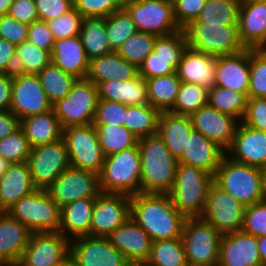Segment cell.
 <instances>
[{
	"instance_id": "obj_1",
	"label": "cell",
	"mask_w": 266,
	"mask_h": 266,
	"mask_svg": "<svg viewBox=\"0 0 266 266\" xmlns=\"http://www.w3.org/2000/svg\"><path fill=\"white\" fill-rule=\"evenodd\" d=\"M131 217L153 242L182 238L186 217L173 205L169 194L137 193L131 196Z\"/></svg>"
},
{
	"instance_id": "obj_2",
	"label": "cell",
	"mask_w": 266,
	"mask_h": 266,
	"mask_svg": "<svg viewBox=\"0 0 266 266\" xmlns=\"http://www.w3.org/2000/svg\"><path fill=\"white\" fill-rule=\"evenodd\" d=\"M141 157V193L168 194L178 161L157 135L138 139Z\"/></svg>"
},
{
	"instance_id": "obj_3",
	"label": "cell",
	"mask_w": 266,
	"mask_h": 266,
	"mask_svg": "<svg viewBox=\"0 0 266 266\" xmlns=\"http://www.w3.org/2000/svg\"><path fill=\"white\" fill-rule=\"evenodd\" d=\"M214 176L204 170L178 163L173 187L168 193L175 208L186 218L201 217Z\"/></svg>"
},
{
	"instance_id": "obj_4",
	"label": "cell",
	"mask_w": 266,
	"mask_h": 266,
	"mask_svg": "<svg viewBox=\"0 0 266 266\" xmlns=\"http://www.w3.org/2000/svg\"><path fill=\"white\" fill-rule=\"evenodd\" d=\"M101 192L134 196L141 193V157L138 143L105 157L99 174Z\"/></svg>"
},
{
	"instance_id": "obj_5",
	"label": "cell",
	"mask_w": 266,
	"mask_h": 266,
	"mask_svg": "<svg viewBox=\"0 0 266 266\" xmlns=\"http://www.w3.org/2000/svg\"><path fill=\"white\" fill-rule=\"evenodd\" d=\"M261 168L236 162L226 154L214 174V183L245 206L262 201Z\"/></svg>"
},
{
	"instance_id": "obj_6",
	"label": "cell",
	"mask_w": 266,
	"mask_h": 266,
	"mask_svg": "<svg viewBox=\"0 0 266 266\" xmlns=\"http://www.w3.org/2000/svg\"><path fill=\"white\" fill-rule=\"evenodd\" d=\"M11 217L33 232H59L61 207L45 190L36 189L13 204Z\"/></svg>"
},
{
	"instance_id": "obj_7",
	"label": "cell",
	"mask_w": 266,
	"mask_h": 266,
	"mask_svg": "<svg viewBox=\"0 0 266 266\" xmlns=\"http://www.w3.org/2000/svg\"><path fill=\"white\" fill-rule=\"evenodd\" d=\"M99 96L96 85L88 79H77L67 96L52 105L61 128L93 124Z\"/></svg>"
},
{
	"instance_id": "obj_8",
	"label": "cell",
	"mask_w": 266,
	"mask_h": 266,
	"mask_svg": "<svg viewBox=\"0 0 266 266\" xmlns=\"http://www.w3.org/2000/svg\"><path fill=\"white\" fill-rule=\"evenodd\" d=\"M188 48L212 56L232 55L243 51L238 26L190 23L184 28Z\"/></svg>"
},
{
	"instance_id": "obj_9",
	"label": "cell",
	"mask_w": 266,
	"mask_h": 266,
	"mask_svg": "<svg viewBox=\"0 0 266 266\" xmlns=\"http://www.w3.org/2000/svg\"><path fill=\"white\" fill-rule=\"evenodd\" d=\"M221 236L201 217L187 218L182 232L187 264L217 266Z\"/></svg>"
},
{
	"instance_id": "obj_10",
	"label": "cell",
	"mask_w": 266,
	"mask_h": 266,
	"mask_svg": "<svg viewBox=\"0 0 266 266\" xmlns=\"http://www.w3.org/2000/svg\"><path fill=\"white\" fill-rule=\"evenodd\" d=\"M72 167L100 174L105 155L99 144L98 133L93 124L63 129L62 135Z\"/></svg>"
},
{
	"instance_id": "obj_11",
	"label": "cell",
	"mask_w": 266,
	"mask_h": 266,
	"mask_svg": "<svg viewBox=\"0 0 266 266\" xmlns=\"http://www.w3.org/2000/svg\"><path fill=\"white\" fill-rule=\"evenodd\" d=\"M27 163L34 187L46 190L62 172L71 166L63 137L55 142L32 148Z\"/></svg>"
},
{
	"instance_id": "obj_12",
	"label": "cell",
	"mask_w": 266,
	"mask_h": 266,
	"mask_svg": "<svg viewBox=\"0 0 266 266\" xmlns=\"http://www.w3.org/2000/svg\"><path fill=\"white\" fill-rule=\"evenodd\" d=\"M137 31L166 36L179 30L173 6L165 0H132L123 4Z\"/></svg>"
},
{
	"instance_id": "obj_13",
	"label": "cell",
	"mask_w": 266,
	"mask_h": 266,
	"mask_svg": "<svg viewBox=\"0 0 266 266\" xmlns=\"http://www.w3.org/2000/svg\"><path fill=\"white\" fill-rule=\"evenodd\" d=\"M187 47L184 29L170 35L156 37L153 51L139 67V75L150 79L176 73Z\"/></svg>"
},
{
	"instance_id": "obj_14",
	"label": "cell",
	"mask_w": 266,
	"mask_h": 266,
	"mask_svg": "<svg viewBox=\"0 0 266 266\" xmlns=\"http://www.w3.org/2000/svg\"><path fill=\"white\" fill-rule=\"evenodd\" d=\"M70 241L60 232H33L16 266H62L70 260Z\"/></svg>"
},
{
	"instance_id": "obj_15",
	"label": "cell",
	"mask_w": 266,
	"mask_h": 266,
	"mask_svg": "<svg viewBox=\"0 0 266 266\" xmlns=\"http://www.w3.org/2000/svg\"><path fill=\"white\" fill-rule=\"evenodd\" d=\"M245 205L213 183L201 218L210 223L221 235L242 229Z\"/></svg>"
},
{
	"instance_id": "obj_16",
	"label": "cell",
	"mask_w": 266,
	"mask_h": 266,
	"mask_svg": "<svg viewBox=\"0 0 266 266\" xmlns=\"http://www.w3.org/2000/svg\"><path fill=\"white\" fill-rule=\"evenodd\" d=\"M70 260L74 266H132L107 237L91 235L71 239Z\"/></svg>"
},
{
	"instance_id": "obj_17",
	"label": "cell",
	"mask_w": 266,
	"mask_h": 266,
	"mask_svg": "<svg viewBox=\"0 0 266 266\" xmlns=\"http://www.w3.org/2000/svg\"><path fill=\"white\" fill-rule=\"evenodd\" d=\"M45 191L60 207L79 199L96 198L101 193L99 175L70 166Z\"/></svg>"
},
{
	"instance_id": "obj_18",
	"label": "cell",
	"mask_w": 266,
	"mask_h": 266,
	"mask_svg": "<svg viewBox=\"0 0 266 266\" xmlns=\"http://www.w3.org/2000/svg\"><path fill=\"white\" fill-rule=\"evenodd\" d=\"M52 110L37 74H13L12 98L10 111L19 120Z\"/></svg>"
},
{
	"instance_id": "obj_19",
	"label": "cell",
	"mask_w": 266,
	"mask_h": 266,
	"mask_svg": "<svg viewBox=\"0 0 266 266\" xmlns=\"http://www.w3.org/2000/svg\"><path fill=\"white\" fill-rule=\"evenodd\" d=\"M130 216V196L101 192L94 200L90 235L108 237Z\"/></svg>"
},
{
	"instance_id": "obj_20",
	"label": "cell",
	"mask_w": 266,
	"mask_h": 266,
	"mask_svg": "<svg viewBox=\"0 0 266 266\" xmlns=\"http://www.w3.org/2000/svg\"><path fill=\"white\" fill-rule=\"evenodd\" d=\"M192 127L206 138L216 142L225 151L231 146L238 118L210 107L208 104L190 115Z\"/></svg>"
},
{
	"instance_id": "obj_21",
	"label": "cell",
	"mask_w": 266,
	"mask_h": 266,
	"mask_svg": "<svg viewBox=\"0 0 266 266\" xmlns=\"http://www.w3.org/2000/svg\"><path fill=\"white\" fill-rule=\"evenodd\" d=\"M107 238L125 255L132 266L145 263L153 243L152 238L131 216Z\"/></svg>"
},
{
	"instance_id": "obj_22",
	"label": "cell",
	"mask_w": 266,
	"mask_h": 266,
	"mask_svg": "<svg viewBox=\"0 0 266 266\" xmlns=\"http://www.w3.org/2000/svg\"><path fill=\"white\" fill-rule=\"evenodd\" d=\"M226 155L232 160L259 168L266 167V131L239 123Z\"/></svg>"
},
{
	"instance_id": "obj_23",
	"label": "cell",
	"mask_w": 266,
	"mask_h": 266,
	"mask_svg": "<svg viewBox=\"0 0 266 266\" xmlns=\"http://www.w3.org/2000/svg\"><path fill=\"white\" fill-rule=\"evenodd\" d=\"M217 266H262L257 237L242 231L222 235Z\"/></svg>"
},
{
	"instance_id": "obj_24",
	"label": "cell",
	"mask_w": 266,
	"mask_h": 266,
	"mask_svg": "<svg viewBox=\"0 0 266 266\" xmlns=\"http://www.w3.org/2000/svg\"><path fill=\"white\" fill-rule=\"evenodd\" d=\"M238 31L245 48L259 49L266 42V0H241Z\"/></svg>"
},
{
	"instance_id": "obj_25",
	"label": "cell",
	"mask_w": 266,
	"mask_h": 266,
	"mask_svg": "<svg viewBox=\"0 0 266 266\" xmlns=\"http://www.w3.org/2000/svg\"><path fill=\"white\" fill-rule=\"evenodd\" d=\"M250 76V48L217 57L215 80L217 86L243 93L248 98Z\"/></svg>"
},
{
	"instance_id": "obj_26",
	"label": "cell",
	"mask_w": 266,
	"mask_h": 266,
	"mask_svg": "<svg viewBox=\"0 0 266 266\" xmlns=\"http://www.w3.org/2000/svg\"><path fill=\"white\" fill-rule=\"evenodd\" d=\"M226 151L199 131L192 130L178 163L194 166L214 176Z\"/></svg>"
},
{
	"instance_id": "obj_27",
	"label": "cell",
	"mask_w": 266,
	"mask_h": 266,
	"mask_svg": "<svg viewBox=\"0 0 266 266\" xmlns=\"http://www.w3.org/2000/svg\"><path fill=\"white\" fill-rule=\"evenodd\" d=\"M217 57L186 48L176 70L181 82L195 83L209 91L215 87Z\"/></svg>"
},
{
	"instance_id": "obj_28",
	"label": "cell",
	"mask_w": 266,
	"mask_h": 266,
	"mask_svg": "<svg viewBox=\"0 0 266 266\" xmlns=\"http://www.w3.org/2000/svg\"><path fill=\"white\" fill-rule=\"evenodd\" d=\"M35 190L28 163L10 164L0 178V212H6L18 200Z\"/></svg>"
},
{
	"instance_id": "obj_29",
	"label": "cell",
	"mask_w": 266,
	"mask_h": 266,
	"mask_svg": "<svg viewBox=\"0 0 266 266\" xmlns=\"http://www.w3.org/2000/svg\"><path fill=\"white\" fill-rule=\"evenodd\" d=\"M51 63L78 79H85L89 68L80 36L56 40L51 53Z\"/></svg>"
},
{
	"instance_id": "obj_30",
	"label": "cell",
	"mask_w": 266,
	"mask_h": 266,
	"mask_svg": "<svg viewBox=\"0 0 266 266\" xmlns=\"http://www.w3.org/2000/svg\"><path fill=\"white\" fill-rule=\"evenodd\" d=\"M99 99L120 102L129 105L149 104L147 82L140 75L128 81L117 79L97 82Z\"/></svg>"
},
{
	"instance_id": "obj_31",
	"label": "cell",
	"mask_w": 266,
	"mask_h": 266,
	"mask_svg": "<svg viewBox=\"0 0 266 266\" xmlns=\"http://www.w3.org/2000/svg\"><path fill=\"white\" fill-rule=\"evenodd\" d=\"M31 233L7 212H0V253L12 266L21 260Z\"/></svg>"
},
{
	"instance_id": "obj_32",
	"label": "cell",
	"mask_w": 266,
	"mask_h": 266,
	"mask_svg": "<svg viewBox=\"0 0 266 266\" xmlns=\"http://www.w3.org/2000/svg\"><path fill=\"white\" fill-rule=\"evenodd\" d=\"M139 75V69L121 57L117 51L89 60L86 79L95 84L102 81H128Z\"/></svg>"
},
{
	"instance_id": "obj_33",
	"label": "cell",
	"mask_w": 266,
	"mask_h": 266,
	"mask_svg": "<svg viewBox=\"0 0 266 266\" xmlns=\"http://www.w3.org/2000/svg\"><path fill=\"white\" fill-rule=\"evenodd\" d=\"M193 130L190 116L163 111L160 115L157 135L178 161L186 148L187 138Z\"/></svg>"
},
{
	"instance_id": "obj_34",
	"label": "cell",
	"mask_w": 266,
	"mask_h": 266,
	"mask_svg": "<svg viewBox=\"0 0 266 266\" xmlns=\"http://www.w3.org/2000/svg\"><path fill=\"white\" fill-rule=\"evenodd\" d=\"M95 198L79 199L61 207L59 232L68 239L90 235Z\"/></svg>"
},
{
	"instance_id": "obj_35",
	"label": "cell",
	"mask_w": 266,
	"mask_h": 266,
	"mask_svg": "<svg viewBox=\"0 0 266 266\" xmlns=\"http://www.w3.org/2000/svg\"><path fill=\"white\" fill-rule=\"evenodd\" d=\"M31 148L55 142L62 138L63 130L53 109L45 113L32 115L20 120Z\"/></svg>"
},
{
	"instance_id": "obj_36",
	"label": "cell",
	"mask_w": 266,
	"mask_h": 266,
	"mask_svg": "<svg viewBox=\"0 0 266 266\" xmlns=\"http://www.w3.org/2000/svg\"><path fill=\"white\" fill-rule=\"evenodd\" d=\"M161 111L150 104L126 105L124 125L137 139L155 135Z\"/></svg>"
},
{
	"instance_id": "obj_37",
	"label": "cell",
	"mask_w": 266,
	"mask_h": 266,
	"mask_svg": "<svg viewBox=\"0 0 266 266\" xmlns=\"http://www.w3.org/2000/svg\"><path fill=\"white\" fill-rule=\"evenodd\" d=\"M79 36L89 60L113 51L107 40L104 17H84Z\"/></svg>"
},
{
	"instance_id": "obj_38",
	"label": "cell",
	"mask_w": 266,
	"mask_h": 266,
	"mask_svg": "<svg viewBox=\"0 0 266 266\" xmlns=\"http://www.w3.org/2000/svg\"><path fill=\"white\" fill-rule=\"evenodd\" d=\"M149 104L161 112L169 111L177 98L181 80L177 73L146 79Z\"/></svg>"
},
{
	"instance_id": "obj_39",
	"label": "cell",
	"mask_w": 266,
	"mask_h": 266,
	"mask_svg": "<svg viewBox=\"0 0 266 266\" xmlns=\"http://www.w3.org/2000/svg\"><path fill=\"white\" fill-rule=\"evenodd\" d=\"M241 0H206L197 19L191 23L238 26Z\"/></svg>"
},
{
	"instance_id": "obj_40",
	"label": "cell",
	"mask_w": 266,
	"mask_h": 266,
	"mask_svg": "<svg viewBox=\"0 0 266 266\" xmlns=\"http://www.w3.org/2000/svg\"><path fill=\"white\" fill-rule=\"evenodd\" d=\"M144 266H188L182 238L157 240L152 243Z\"/></svg>"
},
{
	"instance_id": "obj_41",
	"label": "cell",
	"mask_w": 266,
	"mask_h": 266,
	"mask_svg": "<svg viewBox=\"0 0 266 266\" xmlns=\"http://www.w3.org/2000/svg\"><path fill=\"white\" fill-rule=\"evenodd\" d=\"M37 76L52 105L67 96L78 79L53 63L45 66Z\"/></svg>"
},
{
	"instance_id": "obj_42",
	"label": "cell",
	"mask_w": 266,
	"mask_h": 266,
	"mask_svg": "<svg viewBox=\"0 0 266 266\" xmlns=\"http://www.w3.org/2000/svg\"><path fill=\"white\" fill-rule=\"evenodd\" d=\"M94 126L96 127L99 144L105 157L134 147L138 143V139L125 126Z\"/></svg>"
},
{
	"instance_id": "obj_43",
	"label": "cell",
	"mask_w": 266,
	"mask_h": 266,
	"mask_svg": "<svg viewBox=\"0 0 266 266\" xmlns=\"http://www.w3.org/2000/svg\"><path fill=\"white\" fill-rule=\"evenodd\" d=\"M50 63L51 53L38 48L28 40L16 45L15 72L24 74H38Z\"/></svg>"
},
{
	"instance_id": "obj_44",
	"label": "cell",
	"mask_w": 266,
	"mask_h": 266,
	"mask_svg": "<svg viewBox=\"0 0 266 266\" xmlns=\"http://www.w3.org/2000/svg\"><path fill=\"white\" fill-rule=\"evenodd\" d=\"M247 97L238 91H233L215 85L208 91V105L220 112L227 113L240 121L246 110Z\"/></svg>"
},
{
	"instance_id": "obj_45",
	"label": "cell",
	"mask_w": 266,
	"mask_h": 266,
	"mask_svg": "<svg viewBox=\"0 0 266 266\" xmlns=\"http://www.w3.org/2000/svg\"><path fill=\"white\" fill-rule=\"evenodd\" d=\"M105 29L110 48L117 51L122 44L137 32L128 11L122 7L105 18Z\"/></svg>"
},
{
	"instance_id": "obj_46",
	"label": "cell",
	"mask_w": 266,
	"mask_h": 266,
	"mask_svg": "<svg viewBox=\"0 0 266 266\" xmlns=\"http://www.w3.org/2000/svg\"><path fill=\"white\" fill-rule=\"evenodd\" d=\"M207 104V90L195 83L181 82L176 101L169 112L190 116Z\"/></svg>"
},
{
	"instance_id": "obj_47",
	"label": "cell",
	"mask_w": 266,
	"mask_h": 266,
	"mask_svg": "<svg viewBox=\"0 0 266 266\" xmlns=\"http://www.w3.org/2000/svg\"><path fill=\"white\" fill-rule=\"evenodd\" d=\"M155 35L137 31L117 50L118 54L138 69L153 51Z\"/></svg>"
},
{
	"instance_id": "obj_48",
	"label": "cell",
	"mask_w": 266,
	"mask_h": 266,
	"mask_svg": "<svg viewBox=\"0 0 266 266\" xmlns=\"http://www.w3.org/2000/svg\"><path fill=\"white\" fill-rule=\"evenodd\" d=\"M31 149L29 141L21 127L0 140V156L10 164L27 162L31 154Z\"/></svg>"
},
{
	"instance_id": "obj_49",
	"label": "cell",
	"mask_w": 266,
	"mask_h": 266,
	"mask_svg": "<svg viewBox=\"0 0 266 266\" xmlns=\"http://www.w3.org/2000/svg\"><path fill=\"white\" fill-rule=\"evenodd\" d=\"M248 97L266 98V52L250 49Z\"/></svg>"
},
{
	"instance_id": "obj_50",
	"label": "cell",
	"mask_w": 266,
	"mask_h": 266,
	"mask_svg": "<svg viewBox=\"0 0 266 266\" xmlns=\"http://www.w3.org/2000/svg\"><path fill=\"white\" fill-rule=\"evenodd\" d=\"M83 16L74 7L67 13L47 21L50 31L56 40L80 35Z\"/></svg>"
},
{
	"instance_id": "obj_51",
	"label": "cell",
	"mask_w": 266,
	"mask_h": 266,
	"mask_svg": "<svg viewBox=\"0 0 266 266\" xmlns=\"http://www.w3.org/2000/svg\"><path fill=\"white\" fill-rule=\"evenodd\" d=\"M241 231L257 238L266 236V200L245 207Z\"/></svg>"
},
{
	"instance_id": "obj_52",
	"label": "cell",
	"mask_w": 266,
	"mask_h": 266,
	"mask_svg": "<svg viewBox=\"0 0 266 266\" xmlns=\"http://www.w3.org/2000/svg\"><path fill=\"white\" fill-rule=\"evenodd\" d=\"M126 105L99 99L93 125H124Z\"/></svg>"
},
{
	"instance_id": "obj_53",
	"label": "cell",
	"mask_w": 266,
	"mask_h": 266,
	"mask_svg": "<svg viewBox=\"0 0 266 266\" xmlns=\"http://www.w3.org/2000/svg\"><path fill=\"white\" fill-rule=\"evenodd\" d=\"M73 7L83 17H104L123 7L120 0H73Z\"/></svg>"
},
{
	"instance_id": "obj_54",
	"label": "cell",
	"mask_w": 266,
	"mask_h": 266,
	"mask_svg": "<svg viewBox=\"0 0 266 266\" xmlns=\"http://www.w3.org/2000/svg\"><path fill=\"white\" fill-rule=\"evenodd\" d=\"M241 123L257 130L266 131V98L248 97Z\"/></svg>"
},
{
	"instance_id": "obj_55",
	"label": "cell",
	"mask_w": 266,
	"mask_h": 266,
	"mask_svg": "<svg viewBox=\"0 0 266 266\" xmlns=\"http://www.w3.org/2000/svg\"><path fill=\"white\" fill-rule=\"evenodd\" d=\"M29 25L16 20L10 15L0 16V38L14 45L27 41Z\"/></svg>"
},
{
	"instance_id": "obj_56",
	"label": "cell",
	"mask_w": 266,
	"mask_h": 266,
	"mask_svg": "<svg viewBox=\"0 0 266 266\" xmlns=\"http://www.w3.org/2000/svg\"><path fill=\"white\" fill-rule=\"evenodd\" d=\"M206 0H179L174 6V18L180 29L195 21L205 6Z\"/></svg>"
},
{
	"instance_id": "obj_57",
	"label": "cell",
	"mask_w": 266,
	"mask_h": 266,
	"mask_svg": "<svg viewBox=\"0 0 266 266\" xmlns=\"http://www.w3.org/2000/svg\"><path fill=\"white\" fill-rule=\"evenodd\" d=\"M27 40L38 48L52 53L55 39L47 22L37 20L30 24Z\"/></svg>"
},
{
	"instance_id": "obj_58",
	"label": "cell",
	"mask_w": 266,
	"mask_h": 266,
	"mask_svg": "<svg viewBox=\"0 0 266 266\" xmlns=\"http://www.w3.org/2000/svg\"><path fill=\"white\" fill-rule=\"evenodd\" d=\"M39 20L55 19L73 8V0H34Z\"/></svg>"
},
{
	"instance_id": "obj_59",
	"label": "cell",
	"mask_w": 266,
	"mask_h": 266,
	"mask_svg": "<svg viewBox=\"0 0 266 266\" xmlns=\"http://www.w3.org/2000/svg\"><path fill=\"white\" fill-rule=\"evenodd\" d=\"M8 15L28 25L39 20L34 0H14L9 8Z\"/></svg>"
},
{
	"instance_id": "obj_60",
	"label": "cell",
	"mask_w": 266,
	"mask_h": 266,
	"mask_svg": "<svg viewBox=\"0 0 266 266\" xmlns=\"http://www.w3.org/2000/svg\"><path fill=\"white\" fill-rule=\"evenodd\" d=\"M16 45L0 38V74L15 73Z\"/></svg>"
},
{
	"instance_id": "obj_61",
	"label": "cell",
	"mask_w": 266,
	"mask_h": 266,
	"mask_svg": "<svg viewBox=\"0 0 266 266\" xmlns=\"http://www.w3.org/2000/svg\"><path fill=\"white\" fill-rule=\"evenodd\" d=\"M13 74H0V111L10 110Z\"/></svg>"
},
{
	"instance_id": "obj_62",
	"label": "cell",
	"mask_w": 266,
	"mask_h": 266,
	"mask_svg": "<svg viewBox=\"0 0 266 266\" xmlns=\"http://www.w3.org/2000/svg\"><path fill=\"white\" fill-rule=\"evenodd\" d=\"M20 127V120L10 110L0 111V140Z\"/></svg>"
},
{
	"instance_id": "obj_63",
	"label": "cell",
	"mask_w": 266,
	"mask_h": 266,
	"mask_svg": "<svg viewBox=\"0 0 266 266\" xmlns=\"http://www.w3.org/2000/svg\"><path fill=\"white\" fill-rule=\"evenodd\" d=\"M257 243L262 266H266V236L258 237Z\"/></svg>"
},
{
	"instance_id": "obj_64",
	"label": "cell",
	"mask_w": 266,
	"mask_h": 266,
	"mask_svg": "<svg viewBox=\"0 0 266 266\" xmlns=\"http://www.w3.org/2000/svg\"><path fill=\"white\" fill-rule=\"evenodd\" d=\"M14 0H0V16L8 14L9 8Z\"/></svg>"
},
{
	"instance_id": "obj_65",
	"label": "cell",
	"mask_w": 266,
	"mask_h": 266,
	"mask_svg": "<svg viewBox=\"0 0 266 266\" xmlns=\"http://www.w3.org/2000/svg\"><path fill=\"white\" fill-rule=\"evenodd\" d=\"M262 200H266V167L261 168Z\"/></svg>"
},
{
	"instance_id": "obj_66",
	"label": "cell",
	"mask_w": 266,
	"mask_h": 266,
	"mask_svg": "<svg viewBox=\"0 0 266 266\" xmlns=\"http://www.w3.org/2000/svg\"><path fill=\"white\" fill-rule=\"evenodd\" d=\"M10 163L0 156V178L3 176V174L7 171Z\"/></svg>"
},
{
	"instance_id": "obj_67",
	"label": "cell",
	"mask_w": 266,
	"mask_h": 266,
	"mask_svg": "<svg viewBox=\"0 0 266 266\" xmlns=\"http://www.w3.org/2000/svg\"><path fill=\"white\" fill-rule=\"evenodd\" d=\"M0 265H11L0 253Z\"/></svg>"
},
{
	"instance_id": "obj_68",
	"label": "cell",
	"mask_w": 266,
	"mask_h": 266,
	"mask_svg": "<svg viewBox=\"0 0 266 266\" xmlns=\"http://www.w3.org/2000/svg\"><path fill=\"white\" fill-rule=\"evenodd\" d=\"M165 1L174 6L179 0H165Z\"/></svg>"
},
{
	"instance_id": "obj_69",
	"label": "cell",
	"mask_w": 266,
	"mask_h": 266,
	"mask_svg": "<svg viewBox=\"0 0 266 266\" xmlns=\"http://www.w3.org/2000/svg\"><path fill=\"white\" fill-rule=\"evenodd\" d=\"M259 49L266 52V42Z\"/></svg>"
},
{
	"instance_id": "obj_70",
	"label": "cell",
	"mask_w": 266,
	"mask_h": 266,
	"mask_svg": "<svg viewBox=\"0 0 266 266\" xmlns=\"http://www.w3.org/2000/svg\"><path fill=\"white\" fill-rule=\"evenodd\" d=\"M62 266H74L71 260H69L67 263L63 264Z\"/></svg>"
},
{
	"instance_id": "obj_71",
	"label": "cell",
	"mask_w": 266,
	"mask_h": 266,
	"mask_svg": "<svg viewBox=\"0 0 266 266\" xmlns=\"http://www.w3.org/2000/svg\"><path fill=\"white\" fill-rule=\"evenodd\" d=\"M122 4L128 2V1H132V0H120Z\"/></svg>"
}]
</instances>
